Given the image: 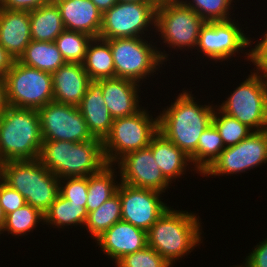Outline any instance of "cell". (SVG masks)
<instances>
[{
	"label": "cell",
	"instance_id": "obj_1",
	"mask_svg": "<svg viewBox=\"0 0 267 267\" xmlns=\"http://www.w3.org/2000/svg\"><path fill=\"white\" fill-rule=\"evenodd\" d=\"M158 115V131L188 157L196 150L201 134L212 124L216 105H201L192 91L182 90Z\"/></svg>",
	"mask_w": 267,
	"mask_h": 267
},
{
	"label": "cell",
	"instance_id": "obj_2",
	"mask_svg": "<svg viewBox=\"0 0 267 267\" xmlns=\"http://www.w3.org/2000/svg\"><path fill=\"white\" fill-rule=\"evenodd\" d=\"M194 212L169 206L147 231V245L158 252L172 267L199 246L202 223Z\"/></svg>",
	"mask_w": 267,
	"mask_h": 267
},
{
	"label": "cell",
	"instance_id": "obj_3",
	"mask_svg": "<svg viewBox=\"0 0 267 267\" xmlns=\"http://www.w3.org/2000/svg\"><path fill=\"white\" fill-rule=\"evenodd\" d=\"M38 160L59 179L89 176L107 165L98 138L85 142L43 141Z\"/></svg>",
	"mask_w": 267,
	"mask_h": 267
},
{
	"label": "cell",
	"instance_id": "obj_4",
	"mask_svg": "<svg viewBox=\"0 0 267 267\" xmlns=\"http://www.w3.org/2000/svg\"><path fill=\"white\" fill-rule=\"evenodd\" d=\"M42 143L38 110L9 106L0 116V164L38 159Z\"/></svg>",
	"mask_w": 267,
	"mask_h": 267
},
{
	"label": "cell",
	"instance_id": "obj_5",
	"mask_svg": "<svg viewBox=\"0 0 267 267\" xmlns=\"http://www.w3.org/2000/svg\"><path fill=\"white\" fill-rule=\"evenodd\" d=\"M0 179L17 190L26 203L43 214L59 195V178L38 159L11 160L0 164Z\"/></svg>",
	"mask_w": 267,
	"mask_h": 267
},
{
	"label": "cell",
	"instance_id": "obj_6",
	"mask_svg": "<svg viewBox=\"0 0 267 267\" xmlns=\"http://www.w3.org/2000/svg\"><path fill=\"white\" fill-rule=\"evenodd\" d=\"M145 38L124 37L106 40L110 45L114 60L115 77L132 80L140 84L146 81L149 75L151 77L154 72L156 74V71H160V64L162 67V64L169 60V54H166L165 50H163L164 53L155 46V43L151 41L148 43Z\"/></svg>",
	"mask_w": 267,
	"mask_h": 267
},
{
	"label": "cell",
	"instance_id": "obj_7",
	"mask_svg": "<svg viewBox=\"0 0 267 267\" xmlns=\"http://www.w3.org/2000/svg\"><path fill=\"white\" fill-rule=\"evenodd\" d=\"M149 113L143 107L134 115L114 119L109 134L102 141L107 164L114 165L125 154L149 146L159 132L158 116L154 118Z\"/></svg>",
	"mask_w": 267,
	"mask_h": 267
},
{
	"label": "cell",
	"instance_id": "obj_8",
	"mask_svg": "<svg viewBox=\"0 0 267 267\" xmlns=\"http://www.w3.org/2000/svg\"><path fill=\"white\" fill-rule=\"evenodd\" d=\"M205 21L180 0L157 4L155 33L169 48L196 49L200 28ZM160 32V33H159ZM161 35V36H160Z\"/></svg>",
	"mask_w": 267,
	"mask_h": 267
},
{
	"label": "cell",
	"instance_id": "obj_9",
	"mask_svg": "<svg viewBox=\"0 0 267 267\" xmlns=\"http://www.w3.org/2000/svg\"><path fill=\"white\" fill-rule=\"evenodd\" d=\"M156 8L155 1L131 3L118 1L103 13L99 38L111 40L124 37H146L148 31L155 30ZM144 31H147L146 34Z\"/></svg>",
	"mask_w": 267,
	"mask_h": 267
},
{
	"label": "cell",
	"instance_id": "obj_10",
	"mask_svg": "<svg viewBox=\"0 0 267 267\" xmlns=\"http://www.w3.org/2000/svg\"><path fill=\"white\" fill-rule=\"evenodd\" d=\"M217 107L253 131L267 130V82L255 71Z\"/></svg>",
	"mask_w": 267,
	"mask_h": 267
},
{
	"label": "cell",
	"instance_id": "obj_11",
	"mask_svg": "<svg viewBox=\"0 0 267 267\" xmlns=\"http://www.w3.org/2000/svg\"><path fill=\"white\" fill-rule=\"evenodd\" d=\"M9 106L36 109L54 101L52 75L15 60L5 77Z\"/></svg>",
	"mask_w": 267,
	"mask_h": 267
},
{
	"label": "cell",
	"instance_id": "obj_12",
	"mask_svg": "<svg viewBox=\"0 0 267 267\" xmlns=\"http://www.w3.org/2000/svg\"><path fill=\"white\" fill-rule=\"evenodd\" d=\"M234 19L226 21L205 22L200 28L196 50L208 57L213 62H223L236 56V53H244L245 60L250 61V48L253 41L251 37L246 36L244 30L240 28L239 23ZM250 38V39H249ZM252 43V44H251ZM249 49H246L248 48ZM246 49V50H245ZM249 52H248V51ZM248 52V53H247Z\"/></svg>",
	"mask_w": 267,
	"mask_h": 267
},
{
	"label": "cell",
	"instance_id": "obj_13",
	"mask_svg": "<svg viewBox=\"0 0 267 267\" xmlns=\"http://www.w3.org/2000/svg\"><path fill=\"white\" fill-rule=\"evenodd\" d=\"M263 163H267V130L254 131L238 144L225 147L202 175L231 176L256 169Z\"/></svg>",
	"mask_w": 267,
	"mask_h": 267
},
{
	"label": "cell",
	"instance_id": "obj_14",
	"mask_svg": "<svg viewBox=\"0 0 267 267\" xmlns=\"http://www.w3.org/2000/svg\"><path fill=\"white\" fill-rule=\"evenodd\" d=\"M43 141L85 142L94 137L76 106L51 101L38 109Z\"/></svg>",
	"mask_w": 267,
	"mask_h": 267
},
{
	"label": "cell",
	"instance_id": "obj_15",
	"mask_svg": "<svg viewBox=\"0 0 267 267\" xmlns=\"http://www.w3.org/2000/svg\"><path fill=\"white\" fill-rule=\"evenodd\" d=\"M117 193L121 200L122 220L146 232L169 207L162 201V193L155 190L136 188L120 182Z\"/></svg>",
	"mask_w": 267,
	"mask_h": 267
},
{
	"label": "cell",
	"instance_id": "obj_16",
	"mask_svg": "<svg viewBox=\"0 0 267 267\" xmlns=\"http://www.w3.org/2000/svg\"><path fill=\"white\" fill-rule=\"evenodd\" d=\"M118 166L120 182L136 187L165 193L171 183L159 169L149 146L132 151L120 158Z\"/></svg>",
	"mask_w": 267,
	"mask_h": 267
},
{
	"label": "cell",
	"instance_id": "obj_17",
	"mask_svg": "<svg viewBox=\"0 0 267 267\" xmlns=\"http://www.w3.org/2000/svg\"><path fill=\"white\" fill-rule=\"evenodd\" d=\"M95 242L116 264L125 255L147 246V232L120 220L96 238Z\"/></svg>",
	"mask_w": 267,
	"mask_h": 267
},
{
	"label": "cell",
	"instance_id": "obj_18",
	"mask_svg": "<svg viewBox=\"0 0 267 267\" xmlns=\"http://www.w3.org/2000/svg\"><path fill=\"white\" fill-rule=\"evenodd\" d=\"M51 75L54 101L78 107L91 82L83 64L66 63Z\"/></svg>",
	"mask_w": 267,
	"mask_h": 267
},
{
	"label": "cell",
	"instance_id": "obj_19",
	"mask_svg": "<svg viewBox=\"0 0 267 267\" xmlns=\"http://www.w3.org/2000/svg\"><path fill=\"white\" fill-rule=\"evenodd\" d=\"M58 6L65 30L79 31L98 38L102 13L91 0H53Z\"/></svg>",
	"mask_w": 267,
	"mask_h": 267
},
{
	"label": "cell",
	"instance_id": "obj_20",
	"mask_svg": "<svg viewBox=\"0 0 267 267\" xmlns=\"http://www.w3.org/2000/svg\"><path fill=\"white\" fill-rule=\"evenodd\" d=\"M102 93L103 79L91 81L78 108L91 135L103 141L111 130L114 118L105 104Z\"/></svg>",
	"mask_w": 267,
	"mask_h": 267
},
{
	"label": "cell",
	"instance_id": "obj_21",
	"mask_svg": "<svg viewBox=\"0 0 267 267\" xmlns=\"http://www.w3.org/2000/svg\"><path fill=\"white\" fill-rule=\"evenodd\" d=\"M140 85L118 77L103 79V98L114 119L134 115L142 108L138 94Z\"/></svg>",
	"mask_w": 267,
	"mask_h": 267
},
{
	"label": "cell",
	"instance_id": "obj_22",
	"mask_svg": "<svg viewBox=\"0 0 267 267\" xmlns=\"http://www.w3.org/2000/svg\"><path fill=\"white\" fill-rule=\"evenodd\" d=\"M31 40L29 11L0 8V45L18 60Z\"/></svg>",
	"mask_w": 267,
	"mask_h": 267
},
{
	"label": "cell",
	"instance_id": "obj_23",
	"mask_svg": "<svg viewBox=\"0 0 267 267\" xmlns=\"http://www.w3.org/2000/svg\"><path fill=\"white\" fill-rule=\"evenodd\" d=\"M149 147L156 164L170 183L182 177L191 164L190 158L160 132L152 138Z\"/></svg>",
	"mask_w": 267,
	"mask_h": 267
},
{
	"label": "cell",
	"instance_id": "obj_24",
	"mask_svg": "<svg viewBox=\"0 0 267 267\" xmlns=\"http://www.w3.org/2000/svg\"><path fill=\"white\" fill-rule=\"evenodd\" d=\"M31 38L34 41L54 42L65 30L61 13L52 0L29 12Z\"/></svg>",
	"mask_w": 267,
	"mask_h": 267
},
{
	"label": "cell",
	"instance_id": "obj_25",
	"mask_svg": "<svg viewBox=\"0 0 267 267\" xmlns=\"http://www.w3.org/2000/svg\"><path fill=\"white\" fill-rule=\"evenodd\" d=\"M83 66L91 81L114 78V60L109 43L99 37L92 38L86 50Z\"/></svg>",
	"mask_w": 267,
	"mask_h": 267
},
{
	"label": "cell",
	"instance_id": "obj_26",
	"mask_svg": "<svg viewBox=\"0 0 267 267\" xmlns=\"http://www.w3.org/2000/svg\"><path fill=\"white\" fill-rule=\"evenodd\" d=\"M18 61L25 66L51 74L60 66L66 64L54 42L34 40H31L27 45L25 52L19 57Z\"/></svg>",
	"mask_w": 267,
	"mask_h": 267
},
{
	"label": "cell",
	"instance_id": "obj_27",
	"mask_svg": "<svg viewBox=\"0 0 267 267\" xmlns=\"http://www.w3.org/2000/svg\"><path fill=\"white\" fill-rule=\"evenodd\" d=\"M114 167L116 165L107 164L99 172L88 176L87 213L96 210L117 193L120 182L116 180L117 167Z\"/></svg>",
	"mask_w": 267,
	"mask_h": 267
},
{
	"label": "cell",
	"instance_id": "obj_28",
	"mask_svg": "<svg viewBox=\"0 0 267 267\" xmlns=\"http://www.w3.org/2000/svg\"><path fill=\"white\" fill-rule=\"evenodd\" d=\"M88 213L82 204L70 203L60 193L54 203L44 213V224L54 228H66L67 226L85 227Z\"/></svg>",
	"mask_w": 267,
	"mask_h": 267
},
{
	"label": "cell",
	"instance_id": "obj_29",
	"mask_svg": "<svg viewBox=\"0 0 267 267\" xmlns=\"http://www.w3.org/2000/svg\"><path fill=\"white\" fill-rule=\"evenodd\" d=\"M225 149L223 140L213 123L201 134L197 150L189 157L193 171L203 174Z\"/></svg>",
	"mask_w": 267,
	"mask_h": 267
},
{
	"label": "cell",
	"instance_id": "obj_30",
	"mask_svg": "<svg viewBox=\"0 0 267 267\" xmlns=\"http://www.w3.org/2000/svg\"><path fill=\"white\" fill-rule=\"evenodd\" d=\"M120 220H122L121 200L120 195L116 193L96 210L88 213L85 228L91 234V238L93 237L95 240Z\"/></svg>",
	"mask_w": 267,
	"mask_h": 267
},
{
	"label": "cell",
	"instance_id": "obj_31",
	"mask_svg": "<svg viewBox=\"0 0 267 267\" xmlns=\"http://www.w3.org/2000/svg\"><path fill=\"white\" fill-rule=\"evenodd\" d=\"M44 222V214L37 208L29 204H24L21 208L5 216V224L1 231L15 236H25L30 234L40 222Z\"/></svg>",
	"mask_w": 267,
	"mask_h": 267
},
{
	"label": "cell",
	"instance_id": "obj_32",
	"mask_svg": "<svg viewBox=\"0 0 267 267\" xmlns=\"http://www.w3.org/2000/svg\"><path fill=\"white\" fill-rule=\"evenodd\" d=\"M93 37L79 32L64 30L54 41L66 63L83 64L86 50Z\"/></svg>",
	"mask_w": 267,
	"mask_h": 267
},
{
	"label": "cell",
	"instance_id": "obj_33",
	"mask_svg": "<svg viewBox=\"0 0 267 267\" xmlns=\"http://www.w3.org/2000/svg\"><path fill=\"white\" fill-rule=\"evenodd\" d=\"M212 123L218 130L225 147L238 144L254 132L236 118L222 112L217 105L213 112Z\"/></svg>",
	"mask_w": 267,
	"mask_h": 267
},
{
	"label": "cell",
	"instance_id": "obj_34",
	"mask_svg": "<svg viewBox=\"0 0 267 267\" xmlns=\"http://www.w3.org/2000/svg\"><path fill=\"white\" fill-rule=\"evenodd\" d=\"M193 9L205 22L226 21L232 17L229 13L234 0H180Z\"/></svg>",
	"mask_w": 267,
	"mask_h": 267
},
{
	"label": "cell",
	"instance_id": "obj_35",
	"mask_svg": "<svg viewBox=\"0 0 267 267\" xmlns=\"http://www.w3.org/2000/svg\"><path fill=\"white\" fill-rule=\"evenodd\" d=\"M116 267H172L158 252L146 246L134 253L125 255Z\"/></svg>",
	"mask_w": 267,
	"mask_h": 267
},
{
	"label": "cell",
	"instance_id": "obj_36",
	"mask_svg": "<svg viewBox=\"0 0 267 267\" xmlns=\"http://www.w3.org/2000/svg\"><path fill=\"white\" fill-rule=\"evenodd\" d=\"M60 194L70 203L82 204L86 208L88 195V176L66 177L59 180Z\"/></svg>",
	"mask_w": 267,
	"mask_h": 267
},
{
	"label": "cell",
	"instance_id": "obj_37",
	"mask_svg": "<svg viewBox=\"0 0 267 267\" xmlns=\"http://www.w3.org/2000/svg\"><path fill=\"white\" fill-rule=\"evenodd\" d=\"M24 204H26L24 197L0 179V205L5 216L21 208Z\"/></svg>",
	"mask_w": 267,
	"mask_h": 267
},
{
	"label": "cell",
	"instance_id": "obj_38",
	"mask_svg": "<svg viewBox=\"0 0 267 267\" xmlns=\"http://www.w3.org/2000/svg\"><path fill=\"white\" fill-rule=\"evenodd\" d=\"M264 33V38L250 49V62L256 67L253 71L267 82V32Z\"/></svg>",
	"mask_w": 267,
	"mask_h": 267
},
{
	"label": "cell",
	"instance_id": "obj_39",
	"mask_svg": "<svg viewBox=\"0 0 267 267\" xmlns=\"http://www.w3.org/2000/svg\"><path fill=\"white\" fill-rule=\"evenodd\" d=\"M263 240L248 253L242 267H267V238Z\"/></svg>",
	"mask_w": 267,
	"mask_h": 267
},
{
	"label": "cell",
	"instance_id": "obj_40",
	"mask_svg": "<svg viewBox=\"0 0 267 267\" xmlns=\"http://www.w3.org/2000/svg\"><path fill=\"white\" fill-rule=\"evenodd\" d=\"M52 0H0V8L18 11H33Z\"/></svg>",
	"mask_w": 267,
	"mask_h": 267
},
{
	"label": "cell",
	"instance_id": "obj_41",
	"mask_svg": "<svg viewBox=\"0 0 267 267\" xmlns=\"http://www.w3.org/2000/svg\"><path fill=\"white\" fill-rule=\"evenodd\" d=\"M16 59L0 45V78L5 79Z\"/></svg>",
	"mask_w": 267,
	"mask_h": 267
},
{
	"label": "cell",
	"instance_id": "obj_42",
	"mask_svg": "<svg viewBox=\"0 0 267 267\" xmlns=\"http://www.w3.org/2000/svg\"><path fill=\"white\" fill-rule=\"evenodd\" d=\"M9 107V102L7 98V88L5 79L0 78V116Z\"/></svg>",
	"mask_w": 267,
	"mask_h": 267
},
{
	"label": "cell",
	"instance_id": "obj_43",
	"mask_svg": "<svg viewBox=\"0 0 267 267\" xmlns=\"http://www.w3.org/2000/svg\"><path fill=\"white\" fill-rule=\"evenodd\" d=\"M97 9L103 14L105 11L112 8L118 0H91Z\"/></svg>",
	"mask_w": 267,
	"mask_h": 267
},
{
	"label": "cell",
	"instance_id": "obj_44",
	"mask_svg": "<svg viewBox=\"0 0 267 267\" xmlns=\"http://www.w3.org/2000/svg\"><path fill=\"white\" fill-rule=\"evenodd\" d=\"M4 224H5V214H4L2 207L0 205V232L2 231V229L4 227Z\"/></svg>",
	"mask_w": 267,
	"mask_h": 267
},
{
	"label": "cell",
	"instance_id": "obj_45",
	"mask_svg": "<svg viewBox=\"0 0 267 267\" xmlns=\"http://www.w3.org/2000/svg\"><path fill=\"white\" fill-rule=\"evenodd\" d=\"M119 2H139V1H154V0H118Z\"/></svg>",
	"mask_w": 267,
	"mask_h": 267
},
{
	"label": "cell",
	"instance_id": "obj_46",
	"mask_svg": "<svg viewBox=\"0 0 267 267\" xmlns=\"http://www.w3.org/2000/svg\"><path fill=\"white\" fill-rule=\"evenodd\" d=\"M157 4L165 1H175V0H154Z\"/></svg>",
	"mask_w": 267,
	"mask_h": 267
},
{
	"label": "cell",
	"instance_id": "obj_47",
	"mask_svg": "<svg viewBox=\"0 0 267 267\" xmlns=\"http://www.w3.org/2000/svg\"><path fill=\"white\" fill-rule=\"evenodd\" d=\"M232 267V266H231ZM233 267H234V265H233ZM235 267H242L241 265H235Z\"/></svg>",
	"mask_w": 267,
	"mask_h": 267
}]
</instances>
